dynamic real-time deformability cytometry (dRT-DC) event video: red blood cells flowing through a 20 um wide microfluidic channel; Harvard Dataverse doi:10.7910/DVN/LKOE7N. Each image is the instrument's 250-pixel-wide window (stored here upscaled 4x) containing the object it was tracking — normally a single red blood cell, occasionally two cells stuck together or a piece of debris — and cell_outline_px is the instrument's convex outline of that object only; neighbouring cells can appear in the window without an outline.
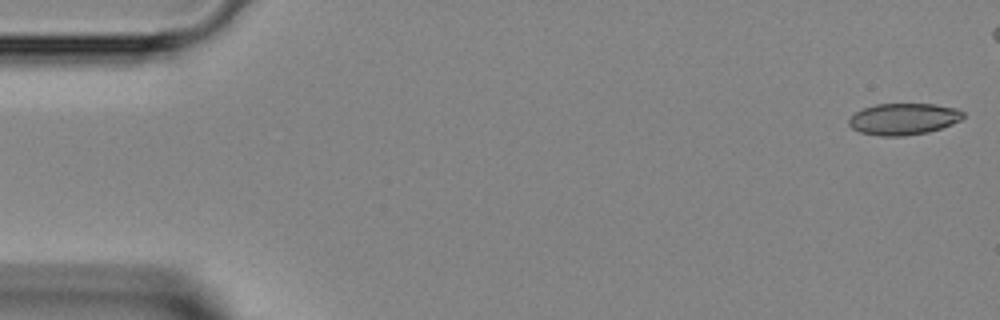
{"species": "Egyptian fruit bat (a non-hibernating species)", "species_latin": "Rousettus aegyptiacus", "temperature_condition": "room temperature", "stored_images_in_passage": 41, "camera_frame_rate_fps": 3000, "um_per_image_px": 0.085, "animal": {"sex": "female"}, "frame": {"image": 1, "passage_image": 1, "time_ms": 0.0, "image_size_px": [1000, 320], "cell_outline_px": [[964, 116], [960, 120], [952, 124], [928, 132], [904, 136], [880, 136], [860, 132], [852, 128], [848, 124], [848, 120], [856, 112], [864, 108], [876, 104], [932, 104], [956, 108], [964, 112]], "centroid_in_image_um": [76.8, 10.12], "position_along_channel_um": 8.2, "area_um2": 20.92}}
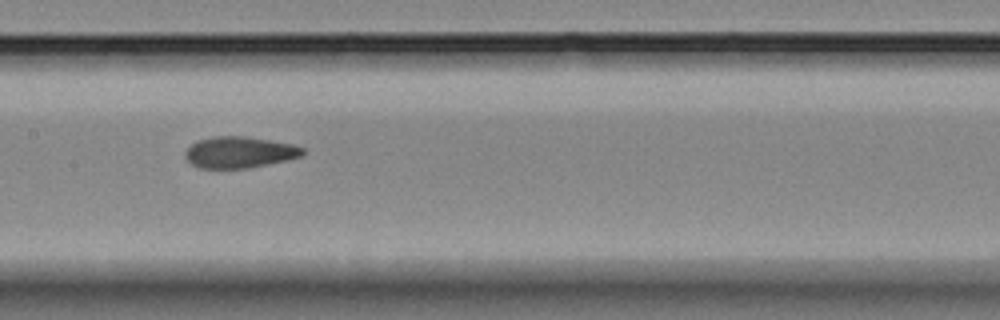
{"frame": {"image": 2, "passage_image": 22, "time_ms": 7.0, "image_size_px": [1000, 320], "cell_outline_px": [[304, 156], [288, 160], [248, 168], [200, 168], [192, 164], [184, 156], [184, 152], [196, 140], [212, 136], [244, 136], [296, 144], [304, 148]], "centroid_in_image_um": [20.38, 12.93], "position_along_channel_um": 187.0, "area_um2": 21.68}}
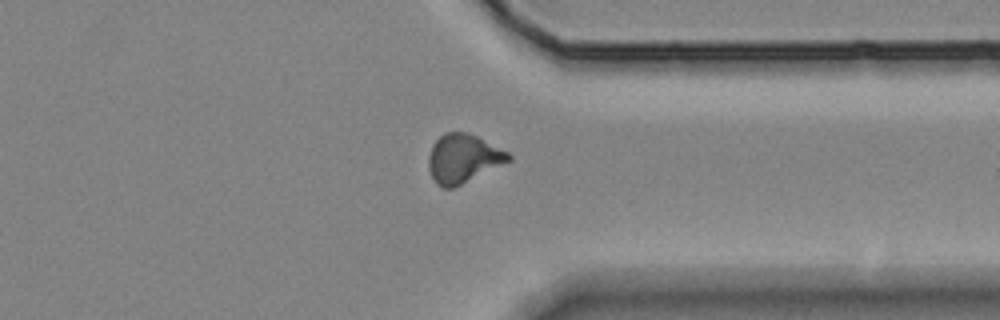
{"frame": {"image": 3, "passage_image": 35, "time_ms": 11.333, "image_size_px": [1000, 320], "cell_outline_px": [[512, 160], [452, 188], [444, 188], [436, 184], [428, 168], [428, 156], [432, 144], [444, 132], [468, 132], [508, 152], [512, 156]], "centroid_in_image_um": [39.34, 13.46], "position_along_channel_um": 372.1, "area_um2": 22.54}}